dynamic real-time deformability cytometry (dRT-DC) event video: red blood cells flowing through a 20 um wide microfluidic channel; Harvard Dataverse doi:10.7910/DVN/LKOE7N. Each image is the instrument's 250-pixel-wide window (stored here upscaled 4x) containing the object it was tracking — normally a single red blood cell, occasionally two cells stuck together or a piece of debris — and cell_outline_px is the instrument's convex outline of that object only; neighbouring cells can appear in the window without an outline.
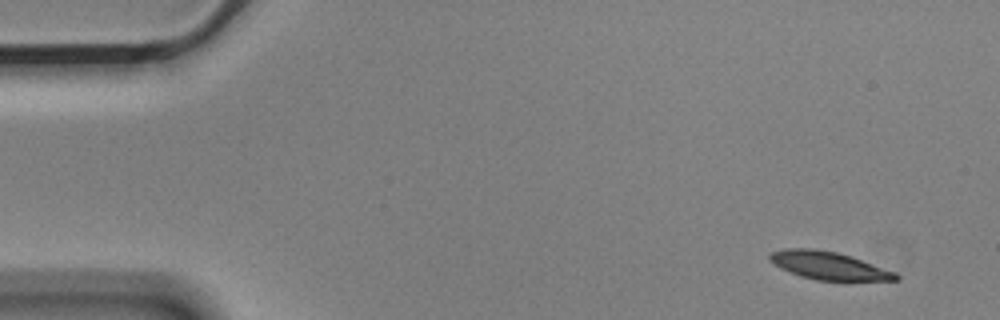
{"species": "Egyptian fruit bat (a non-hibernating species)", "species_latin": "Rousettus aegyptiacus", "temperature_condition": "cold", "stored_images_in_passage": 5, "camera_frame_rate_fps": 3000, "um_per_image_px": 0.085, "animal": {"sex": "male"}, "frame": {"image": 1, "passage_image": 1, "time_ms": 0.0, "image_size_px": [1000, 320], "cell_outline_px": [[900, 280], [816, 280], [800, 276], [780, 268], [772, 264], [768, 260], [768, 256], [772, 252], [784, 248], [812, 248], [836, 252], [852, 256], [896, 272], [900, 276]], "centroid_in_image_um": [70.42, 22.57], "position_along_channel_um": 14.6, "area_um2": 20.58}}
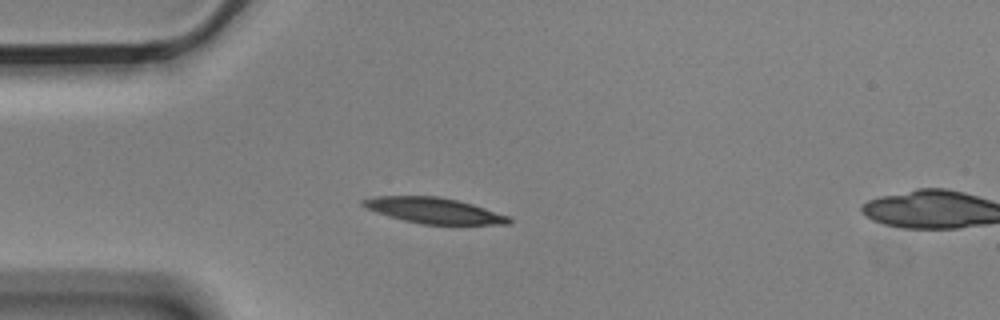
{"frame": {"image": 2, "passage_image": 4, "time_ms": 1.0, "image_size_px": [1000, 320], "cell_outline_px": [[512, 220], [508, 224], [420, 224], [388, 216], [364, 208], [360, 204], [360, 200], [376, 196], [440, 196], [472, 204], [508, 216]], "centroid_in_image_um": [36.81, 17.89], "position_along_channel_um": 48.2, "area_um2": 21.73}}